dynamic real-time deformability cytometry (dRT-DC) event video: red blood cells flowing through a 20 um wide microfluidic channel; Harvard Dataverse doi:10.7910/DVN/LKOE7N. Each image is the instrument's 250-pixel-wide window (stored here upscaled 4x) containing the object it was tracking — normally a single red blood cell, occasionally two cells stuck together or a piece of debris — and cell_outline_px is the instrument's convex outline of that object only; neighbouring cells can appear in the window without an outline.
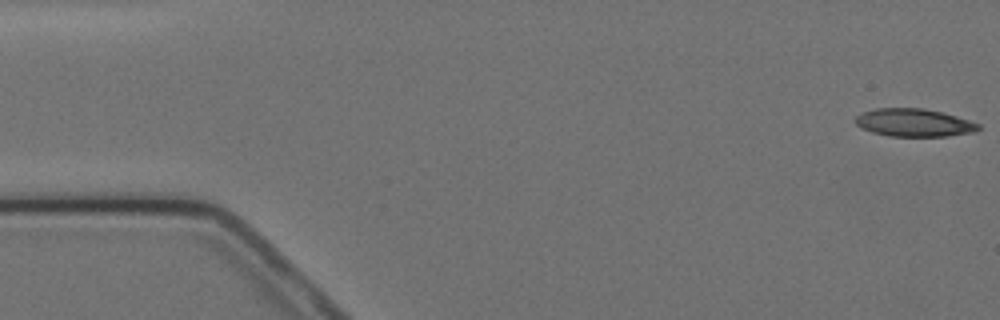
{"species": "Egyptian fruit bat (a non-hibernating species)", "species_latin": "Rousettus aegyptiacus", "temperature_condition": "cold", "stored_images_in_passage": 4, "camera_frame_rate_fps": 3000, "um_per_image_px": 0.085, "animal": {"sex": "female"}, "frame": {"image": 1, "passage_image": 1, "time_ms": 0.0, "image_size_px": [1000, 320], "cell_outline_px": [[980, 128], [972, 132], [944, 136], [888, 136], [872, 132], [856, 124], [856, 116], [864, 112], [876, 108], [924, 108], [956, 116], [980, 124]], "centroid_in_image_um": [77.68, 10.42], "position_along_channel_um": 7.3, "area_um2": 19.65}}